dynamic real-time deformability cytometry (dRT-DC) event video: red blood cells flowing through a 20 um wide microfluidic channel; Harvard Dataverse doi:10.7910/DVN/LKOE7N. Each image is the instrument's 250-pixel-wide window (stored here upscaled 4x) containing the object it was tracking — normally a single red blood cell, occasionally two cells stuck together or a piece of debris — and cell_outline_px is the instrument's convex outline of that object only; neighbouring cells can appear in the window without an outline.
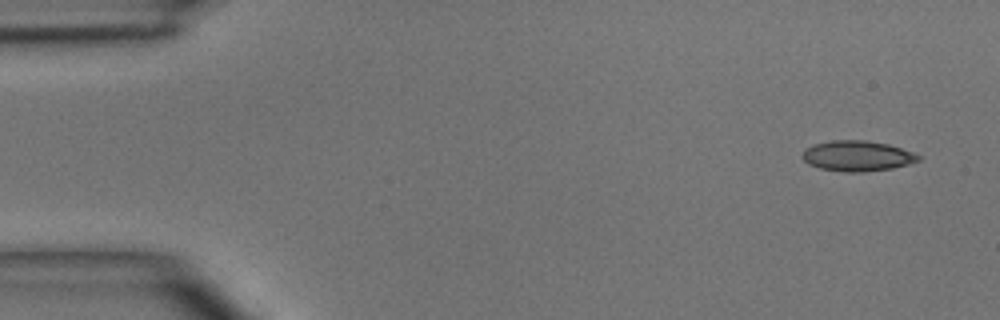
{"species": "common noctule bat (a hibernating species)", "species_latin": "Nyctalus noctula", "temperature_condition": "room temperature", "stored_images_in_passage": 3, "camera_frame_rate_fps": 3000, "um_per_image_px": 0.085, "animal": {"sex": "male", "body_mass_g": 15.6}, "frame": {"image": 1, "passage_image": 1, "time_ms": 0.0, "image_size_px": [1000, 320], "cell_outline_px": [[920, 160], [908, 164], [892, 168], [860, 172], [848, 172], [820, 168], [808, 164], [800, 156], [804, 148], [812, 144], [832, 140], [864, 140], [888, 144], [912, 152], [920, 156]], "centroid_in_image_um": [72.81, 13.24], "position_along_channel_um": 12.2, "area_um2": 20.58}}